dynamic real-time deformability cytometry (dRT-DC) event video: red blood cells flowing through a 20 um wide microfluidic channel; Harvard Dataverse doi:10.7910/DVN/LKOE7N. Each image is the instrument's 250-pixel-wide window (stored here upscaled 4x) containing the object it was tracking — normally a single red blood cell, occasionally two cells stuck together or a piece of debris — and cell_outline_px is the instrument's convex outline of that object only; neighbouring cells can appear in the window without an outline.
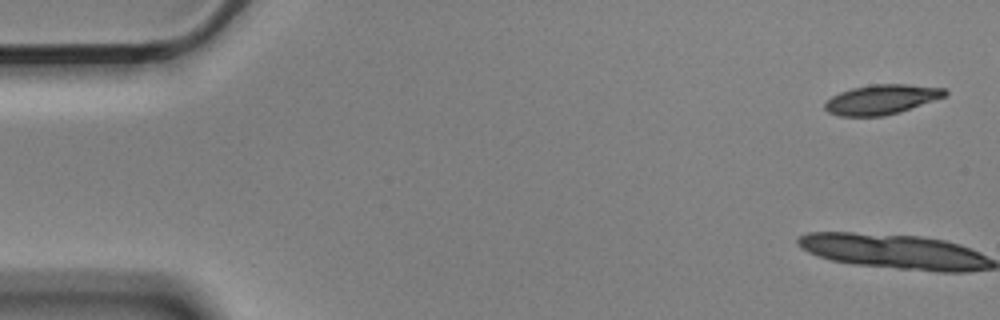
{"species": "Egyptian fruit bat (a non-hibernating species)", "species_latin": "Rousettus aegyptiacus", "temperature_condition": "cold", "stored_images_in_passage": 11, "camera_frame_rate_fps": 3000, "um_per_image_px": 0.085, "animal": {"sex": "male"}, "frame": {"image": 1, "passage_image": 1, "time_ms": 0.0, "image_size_px": [1000, 320], "cell_outline_px": [[948, 92], [944, 96], [900, 112], [884, 116], [840, 116], [828, 112], [824, 108], [824, 104], [832, 96], [840, 92], [852, 88], [872, 84], [908, 84], [944, 88]], "centroid_in_image_um": [74.9, 8.45], "position_along_channel_um": 10.1, "area_um2": 20.63}}
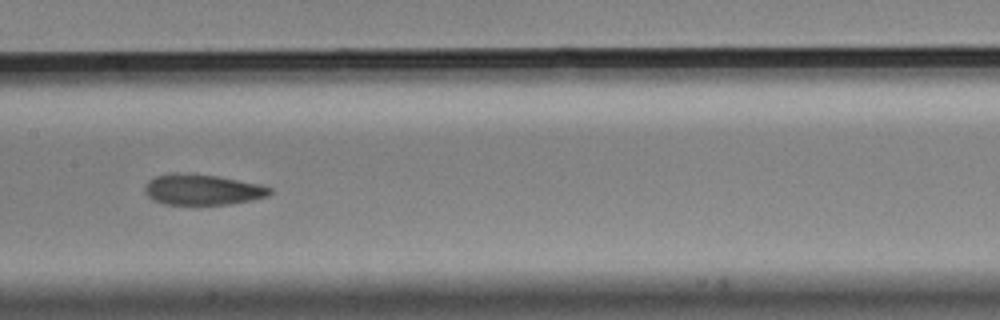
{"frame": {"image": 2, "passage_image": 8, "time_ms": 2.333, "image_size_px": [1000, 320], "cell_outline_px": [[272, 192], [268, 196], [252, 200], [232, 204], [164, 204], [152, 200], [144, 192], [144, 188], [148, 180], [156, 176], [172, 172], [180, 172], [216, 176], [260, 184], [272, 188]], "centroid_in_image_um": [17.19, 16.11], "position_along_channel_um": 190.2, "area_um2": 22.48}}
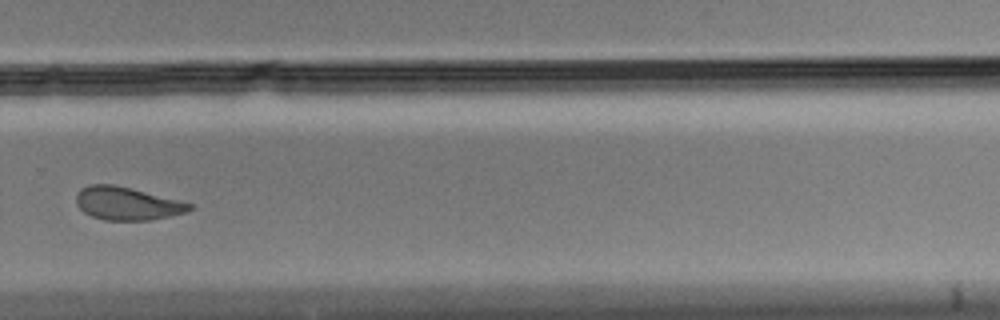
{"frame": {"image": 3, "passage_image": 11, "time_ms": 3.333, "image_size_px": [1000, 320], "cell_outline_px": [[192, 208], [188, 212], [152, 220], [104, 220], [92, 216], [84, 212], [76, 204], [76, 196], [80, 188], [88, 184], [112, 184], [132, 188], [192, 204]], "centroid_in_image_um": [10.77, 17.29], "position_along_channel_um": 319.0, "area_um2": 21.79}}